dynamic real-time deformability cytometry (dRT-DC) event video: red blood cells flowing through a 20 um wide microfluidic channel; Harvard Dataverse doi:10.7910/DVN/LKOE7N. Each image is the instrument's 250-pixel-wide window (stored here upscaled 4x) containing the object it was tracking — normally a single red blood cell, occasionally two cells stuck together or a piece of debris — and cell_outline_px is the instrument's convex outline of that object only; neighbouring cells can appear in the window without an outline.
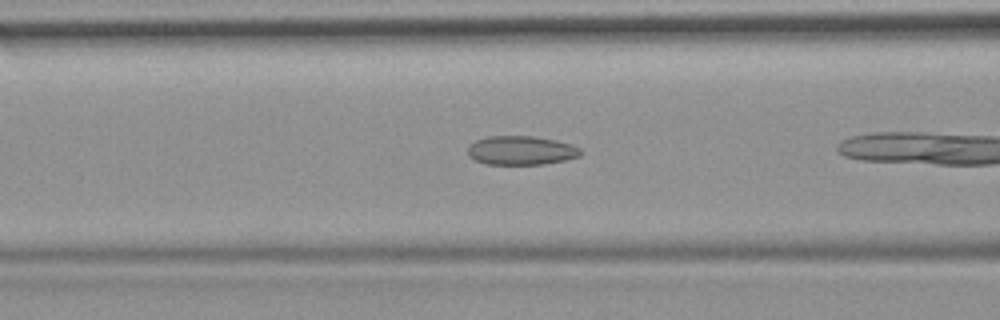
{"species": "common noctule bat (a hibernating species)", "species_latin": "Nyctalus noctula", "temperature_condition": "room temperature", "stored_images_in_passage": 8, "camera_frame_rate_fps": 3000, "um_per_image_px": 0.085, "animal": {"sex": "female", "body_mass_g": 19.9}, "frame": {"image": 1, "passage_image": 6, "time_ms": 1.667, "image_size_px": [1000, 320], "cell_outline_px": [[584, 152], [580, 156], [564, 160], [544, 164], [488, 164], [476, 160], [468, 156], [468, 144], [476, 140], [488, 136], [532, 136], [556, 140], [572, 144], [580, 148]], "centroid_in_image_um": [44.31, 12.78], "position_along_channel_um": 122.3, "area_um2": 19.13}}